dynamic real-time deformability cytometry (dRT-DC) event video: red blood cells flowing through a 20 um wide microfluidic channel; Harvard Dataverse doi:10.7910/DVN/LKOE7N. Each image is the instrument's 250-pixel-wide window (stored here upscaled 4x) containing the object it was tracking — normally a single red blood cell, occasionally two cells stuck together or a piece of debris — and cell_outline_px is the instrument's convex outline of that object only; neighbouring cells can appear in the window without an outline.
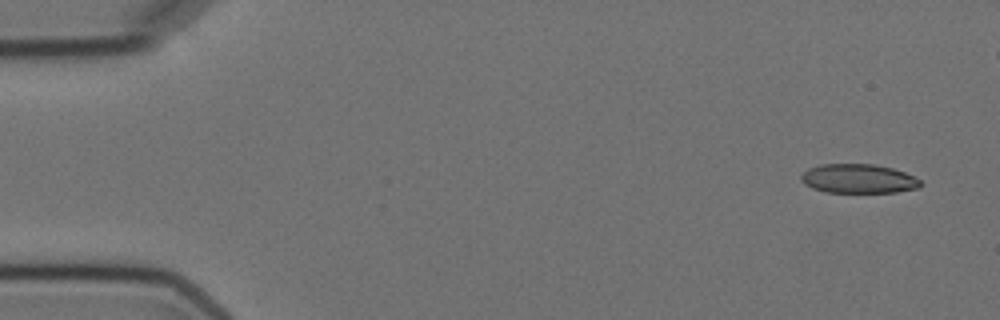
{"species": "Egyptian fruit bat (a non-hibernating species)", "species_latin": "Rousettus aegyptiacus", "temperature_condition": "cold", "stored_images_in_passage": 5, "camera_frame_rate_fps": 3000, "um_per_image_px": 0.085, "animal": {"sex": "female"}, "frame": {"image": 1, "passage_image": 1, "time_ms": 0.0, "image_size_px": [1000, 320], "cell_outline_px": [[924, 184], [920, 188], [896, 192], [824, 192], [812, 188], [804, 184], [800, 180], [800, 176], [808, 168], [820, 164], [872, 164], [892, 168], [904, 172], [920, 180]], "centroid_in_image_um": [72.96, 15.19], "position_along_channel_um": 12.0, "area_um2": 20.4}}